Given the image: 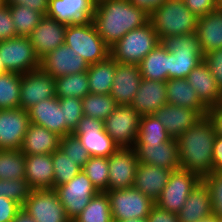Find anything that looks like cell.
<instances>
[{"instance_id":"1","label":"cell","mask_w":222,"mask_h":222,"mask_svg":"<svg viewBox=\"0 0 222 222\" xmlns=\"http://www.w3.org/2000/svg\"><path fill=\"white\" fill-rule=\"evenodd\" d=\"M97 33L111 48L127 32L149 22V15L129 0H99L92 18Z\"/></svg>"},{"instance_id":"40","label":"cell","mask_w":222,"mask_h":222,"mask_svg":"<svg viewBox=\"0 0 222 222\" xmlns=\"http://www.w3.org/2000/svg\"><path fill=\"white\" fill-rule=\"evenodd\" d=\"M18 36H29L34 28L39 24L43 15L27 6H9Z\"/></svg>"},{"instance_id":"57","label":"cell","mask_w":222,"mask_h":222,"mask_svg":"<svg viewBox=\"0 0 222 222\" xmlns=\"http://www.w3.org/2000/svg\"><path fill=\"white\" fill-rule=\"evenodd\" d=\"M197 222H222V220H219L217 217H215L213 214L206 217V218H203L202 220L200 221H197Z\"/></svg>"},{"instance_id":"29","label":"cell","mask_w":222,"mask_h":222,"mask_svg":"<svg viewBox=\"0 0 222 222\" xmlns=\"http://www.w3.org/2000/svg\"><path fill=\"white\" fill-rule=\"evenodd\" d=\"M61 137L43 126L28 125L20 150L25 155L52 154L59 148Z\"/></svg>"},{"instance_id":"25","label":"cell","mask_w":222,"mask_h":222,"mask_svg":"<svg viewBox=\"0 0 222 222\" xmlns=\"http://www.w3.org/2000/svg\"><path fill=\"white\" fill-rule=\"evenodd\" d=\"M171 172L170 169L139 163L133 187L156 202L167 184Z\"/></svg>"},{"instance_id":"50","label":"cell","mask_w":222,"mask_h":222,"mask_svg":"<svg viewBox=\"0 0 222 222\" xmlns=\"http://www.w3.org/2000/svg\"><path fill=\"white\" fill-rule=\"evenodd\" d=\"M21 208L16 201L0 196V222H12Z\"/></svg>"},{"instance_id":"14","label":"cell","mask_w":222,"mask_h":222,"mask_svg":"<svg viewBox=\"0 0 222 222\" xmlns=\"http://www.w3.org/2000/svg\"><path fill=\"white\" fill-rule=\"evenodd\" d=\"M56 97L55 78L40 68L21 74L19 108L28 111L35 104Z\"/></svg>"},{"instance_id":"27","label":"cell","mask_w":222,"mask_h":222,"mask_svg":"<svg viewBox=\"0 0 222 222\" xmlns=\"http://www.w3.org/2000/svg\"><path fill=\"white\" fill-rule=\"evenodd\" d=\"M25 179L32 189H54L52 154L25 155Z\"/></svg>"},{"instance_id":"30","label":"cell","mask_w":222,"mask_h":222,"mask_svg":"<svg viewBox=\"0 0 222 222\" xmlns=\"http://www.w3.org/2000/svg\"><path fill=\"white\" fill-rule=\"evenodd\" d=\"M196 34L203 53L222 48V7L198 17Z\"/></svg>"},{"instance_id":"18","label":"cell","mask_w":222,"mask_h":222,"mask_svg":"<svg viewBox=\"0 0 222 222\" xmlns=\"http://www.w3.org/2000/svg\"><path fill=\"white\" fill-rule=\"evenodd\" d=\"M139 163L154 165L175 171L180 168L177 139L163 143L134 144Z\"/></svg>"},{"instance_id":"34","label":"cell","mask_w":222,"mask_h":222,"mask_svg":"<svg viewBox=\"0 0 222 222\" xmlns=\"http://www.w3.org/2000/svg\"><path fill=\"white\" fill-rule=\"evenodd\" d=\"M89 93L87 71L55 79V94L58 98L77 97L82 99Z\"/></svg>"},{"instance_id":"53","label":"cell","mask_w":222,"mask_h":222,"mask_svg":"<svg viewBox=\"0 0 222 222\" xmlns=\"http://www.w3.org/2000/svg\"><path fill=\"white\" fill-rule=\"evenodd\" d=\"M207 116L214 125L216 135L222 137V102L214 107H210Z\"/></svg>"},{"instance_id":"9","label":"cell","mask_w":222,"mask_h":222,"mask_svg":"<svg viewBox=\"0 0 222 222\" xmlns=\"http://www.w3.org/2000/svg\"><path fill=\"white\" fill-rule=\"evenodd\" d=\"M0 56L8 72L25 74L40 67V58L27 36L0 41Z\"/></svg>"},{"instance_id":"5","label":"cell","mask_w":222,"mask_h":222,"mask_svg":"<svg viewBox=\"0 0 222 222\" xmlns=\"http://www.w3.org/2000/svg\"><path fill=\"white\" fill-rule=\"evenodd\" d=\"M161 41L150 21L127 32L110 48V56L121 64L139 65Z\"/></svg>"},{"instance_id":"16","label":"cell","mask_w":222,"mask_h":222,"mask_svg":"<svg viewBox=\"0 0 222 222\" xmlns=\"http://www.w3.org/2000/svg\"><path fill=\"white\" fill-rule=\"evenodd\" d=\"M109 189L107 191L131 188L134 185L139 161L133 147L119 148L108 157Z\"/></svg>"},{"instance_id":"31","label":"cell","mask_w":222,"mask_h":222,"mask_svg":"<svg viewBox=\"0 0 222 222\" xmlns=\"http://www.w3.org/2000/svg\"><path fill=\"white\" fill-rule=\"evenodd\" d=\"M166 96L170 105L193 109L207 116L208 108L201 102L186 78L168 79L166 81Z\"/></svg>"},{"instance_id":"20","label":"cell","mask_w":222,"mask_h":222,"mask_svg":"<svg viewBox=\"0 0 222 222\" xmlns=\"http://www.w3.org/2000/svg\"><path fill=\"white\" fill-rule=\"evenodd\" d=\"M30 123L43 126L61 138L72 134L67 126L58 97L43 100L28 110Z\"/></svg>"},{"instance_id":"47","label":"cell","mask_w":222,"mask_h":222,"mask_svg":"<svg viewBox=\"0 0 222 222\" xmlns=\"http://www.w3.org/2000/svg\"><path fill=\"white\" fill-rule=\"evenodd\" d=\"M203 61L207 64L217 86L222 91V48L206 52Z\"/></svg>"},{"instance_id":"42","label":"cell","mask_w":222,"mask_h":222,"mask_svg":"<svg viewBox=\"0 0 222 222\" xmlns=\"http://www.w3.org/2000/svg\"><path fill=\"white\" fill-rule=\"evenodd\" d=\"M53 168H54V190L58 186L66 184L73 179L82 168L68 159L67 154L59 148L52 153Z\"/></svg>"},{"instance_id":"37","label":"cell","mask_w":222,"mask_h":222,"mask_svg":"<svg viewBox=\"0 0 222 222\" xmlns=\"http://www.w3.org/2000/svg\"><path fill=\"white\" fill-rule=\"evenodd\" d=\"M83 114L100 120H105L117 107L115 99L110 94H87L82 98Z\"/></svg>"},{"instance_id":"26","label":"cell","mask_w":222,"mask_h":222,"mask_svg":"<svg viewBox=\"0 0 222 222\" xmlns=\"http://www.w3.org/2000/svg\"><path fill=\"white\" fill-rule=\"evenodd\" d=\"M201 102L209 109L222 102V91L217 86L207 64L202 61L186 77Z\"/></svg>"},{"instance_id":"23","label":"cell","mask_w":222,"mask_h":222,"mask_svg":"<svg viewBox=\"0 0 222 222\" xmlns=\"http://www.w3.org/2000/svg\"><path fill=\"white\" fill-rule=\"evenodd\" d=\"M154 115L164 125L168 134L175 139L204 116L199 111L170 104L160 107Z\"/></svg>"},{"instance_id":"19","label":"cell","mask_w":222,"mask_h":222,"mask_svg":"<svg viewBox=\"0 0 222 222\" xmlns=\"http://www.w3.org/2000/svg\"><path fill=\"white\" fill-rule=\"evenodd\" d=\"M67 25L44 15L39 24L28 36L36 55L41 59L44 55L64 44Z\"/></svg>"},{"instance_id":"41","label":"cell","mask_w":222,"mask_h":222,"mask_svg":"<svg viewBox=\"0 0 222 222\" xmlns=\"http://www.w3.org/2000/svg\"><path fill=\"white\" fill-rule=\"evenodd\" d=\"M82 171L99 192L109 189V164L106 157H90Z\"/></svg>"},{"instance_id":"45","label":"cell","mask_w":222,"mask_h":222,"mask_svg":"<svg viewBox=\"0 0 222 222\" xmlns=\"http://www.w3.org/2000/svg\"><path fill=\"white\" fill-rule=\"evenodd\" d=\"M202 180L210 192L213 215L222 220V171H213Z\"/></svg>"},{"instance_id":"48","label":"cell","mask_w":222,"mask_h":222,"mask_svg":"<svg viewBox=\"0 0 222 222\" xmlns=\"http://www.w3.org/2000/svg\"><path fill=\"white\" fill-rule=\"evenodd\" d=\"M18 36L9 6L6 4L0 8V41H5Z\"/></svg>"},{"instance_id":"61","label":"cell","mask_w":222,"mask_h":222,"mask_svg":"<svg viewBox=\"0 0 222 222\" xmlns=\"http://www.w3.org/2000/svg\"><path fill=\"white\" fill-rule=\"evenodd\" d=\"M219 6L222 7V0H218Z\"/></svg>"},{"instance_id":"24","label":"cell","mask_w":222,"mask_h":222,"mask_svg":"<svg viewBox=\"0 0 222 222\" xmlns=\"http://www.w3.org/2000/svg\"><path fill=\"white\" fill-rule=\"evenodd\" d=\"M168 104L166 82L142 78L131 105L141 116L154 115L162 106Z\"/></svg>"},{"instance_id":"44","label":"cell","mask_w":222,"mask_h":222,"mask_svg":"<svg viewBox=\"0 0 222 222\" xmlns=\"http://www.w3.org/2000/svg\"><path fill=\"white\" fill-rule=\"evenodd\" d=\"M59 149L67 154L68 159L73 160L81 168L91 157L80 140L73 134L65 135L60 139Z\"/></svg>"},{"instance_id":"21","label":"cell","mask_w":222,"mask_h":222,"mask_svg":"<svg viewBox=\"0 0 222 222\" xmlns=\"http://www.w3.org/2000/svg\"><path fill=\"white\" fill-rule=\"evenodd\" d=\"M94 0H49L47 16L66 25L90 21L95 10Z\"/></svg>"},{"instance_id":"35","label":"cell","mask_w":222,"mask_h":222,"mask_svg":"<svg viewBox=\"0 0 222 222\" xmlns=\"http://www.w3.org/2000/svg\"><path fill=\"white\" fill-rule=\"evenodd\" d=\"M72 222H114L107 192H98Z\"/></svg>"},{"instance_id":"13","label":"cell","mask_w":222,"mask_h":222,"mask_svg":"<svg viewBox=\"0 0 222 222\" xmlns=\"http://www.w3.org/2000/svg\"><path fill=\"white\" fill-rule=\"evenodd\" d=\"M55 191L71 221L82 212L95 194L99 192L83 171L66 184L58 186Z\"/></svg>"},{"instance_id":"33","label":"cell","mask_w":222,"mask_h":222,"mask_svg":"<svg viewBox=\"0 0 222 222\" xmlns=\"http://www.w3.org/2000/svg\"><path fill=\"white\" fill-rule=\"evenodd\" d=\"M115 70L116 61L111 56H108L103 61L89 65L87 76L90 93L110 94Z\"/></svg>"},{"instance_id":"49","label":"cell","mask_w":222,"mask_h":222,"mask_svg":"<svg viewBox=\"0 0 222 222\" xmlns=\"http://www.w3.org/2000/svg\"><path fill=\"white\" fill-rule=\"evenodd\" d=\"M186 7L197 17L204 16L219 7L218 0H183Z\"/></svg>"},{"instance_id":"58","label":"cell","mask_w":222,"mask_h":222,"mask_svg":"<svg viewBox=\"0 0 222 222\" xmlns=\"http://www.w3.org/2000/svg\"><path fill=\"white\" fill-rule=\"evenodd\" d=\"M121 222H148V221L147 218H134V219L124 220Z\"/></svg>"},{"instance_id":"28","label":"cell","mask_w":222,"mask_h":222,"mask_svg":"<svg viewBox=\"0 0 222 222\" xmlns=\"http://www.w3.org/2000/svg\"><path fill=\"white\" fill-rule=\"evenodd\" d=\"M213 214L210 192L201 179L177 213L179 222H197Z\"/></svg>"},{"instance_id":"4","label":"cell","mask_w":222,"mask_h":222,"mask_svg":"<svg viewBox=\"0 0 222 222\" xmlns=\"http://www.w3.org/2000/svg\"><path fill=\"white\" fill-rule=\"evenodd\" d=\"M161 43L169 51V79L186 78L204 59L196 33L169 36Z\"/></svg>"},{"instance_id":"32","label":"cell","mask_w":222,"mask_h":222,"mask_svg":"<svg viewBox=\"0 0 222 222\" xmlns=\"http://www.w3.org/2000/svg\"><path fill=\"white\" fill-rule=\"evenodd\" d=\"M138 66L142 78L166 82L169 79V51L160 42Z\"/></svg>"},{"instance_id":"46","label":"cell","mask_w":222,"mask_h":222,"mask_svg":"<svg viewBox=\"0 0 222 222\" xmlns=\"http://www.w3.org/2000/svg\"><path fill=\"white\" fill-rule=\"evenodd\" d=\"M60 108L63 110L67 126L74 131L83 117L82 99L77 97L58 98Z\"/></svg>"},{"instance_id":"3","label":"cell","mask_w":222,"mask_h":222,"mask_svg":"<svg viewBox=\"0 0 222 222\" xmlns=\"http://www.w3.org/2000/svg\"><path fill=\"white\" fill-rule=\"evenodd\" d=\"M149 21L159 40L169 36L196 33L198 17L182 0H167L150 16Z\"/></svg>"},{"instance_id":"54","label":"cell","mask_w":222,"mask_h":222,"mask_svg":"<svg viewBox=\"0 0 222 222\" xmlns=\"http://www.w3.org/2000/svg\"><path fill=\"white\" fill-rule=\"evenodd\" d=\"M135 7L142 9L149 16L167 0H129Z\"/></svg>"},{"instance_id":"2","label":"cell","mask_w":222,"mask_h":222,"mask_svg":"<svg viewBox=\"0 0 222 222\" xmlns=\"http://www.w3.org/2000/svg\"><path fill=\"white\" fill-rule=\"evenodd\" d=\"M216 132L208 116L177 138L180 169L197 174L201 179L213 172V146Z\"/></svg>"},{"instance_id":"55","label":"cell","mask_w":222,"mask_h":222,"mask_svg":"<svg viewBox=\"0 0 222 222\" xmlns=\"http://www.w3.org/2000/svg\"><path fill=\"white\" fill-rule=\"evenodd\" d=\"M213 171H222V137L218 135L213 146Z\"/></svg>"},{"instance_id":"7","label":"cell","mask_w":222,"mask_h":222,"mask_svg":"<svg viewBox=\"0 0 222 222\" xmlns=\"http://www.w3.org/2000/svg\"><path fill=\"white\" fill-rule=\"evenodd\" d=\"M106 192L114 222L147 218L155 205V202L134 187Z\"/></svg>"},{"instance_id":"60","label":"cell","mask_w":222,"mask_h":222,"mask_svg":"<svg viewBox=\"0 0 222 222\" xmlns=\"http://www.w3.org/2000/svg\"><path fill=\"white\" fill-rule=\"evenodd\" d=\"M3 5H5L4 0H0V8H1Z\"/></svg>"},{"instance_id":"11","label":"cell","mask_w":222,"mask_h":222,"mask_svg":"<svg viewBox=\"0 0 222 222\" xmlns=\"http://www.w3.org/2000/svg\"><path fill=\"white\" fill-rule=\"evenodd\" d=\"M141 115L132 106H117L104 120V129L120 147H134Z\"/></svg>"},{"instance_id":"22","label":"cell","mask_w":222,"mask_h":222,"mask_svg":"<svg viewBox=\"0 0 222 222\" xmlns=\"http://www.w3.org/2000/svg\"><path fill=\"white\" fill-rule=\"evenodd\" d=\"M142 76L138 65L121 64L116 61V70L110 95L117 106H130L139 88Z\"/></svg>"},{"instance_id":"12","label":"cell","mask_w":222,"mask_h":222,"mask_svg":"<svg viewBox=\"0 0 222 222\" xmlns=\"http://www.w3.org/2000/svg\"><path fill=\"white\" fill-rule=\"evenodd\" d=\"M22 208L35 222H72L54 189H33Z\"/></svg>"},{"instance_id":"38","label":"cell","mask_w":222,"mask_h":222,"mask_svg":"<svg viewBox=\"0 0 222 222\" xmlns=\"http://www.w3.org/2000/svg\"><path fill=\"white\" fill-rule=\"evenodd\" d=\"M164 125L155 115L141 116L139 132L135 144L163 143L171 140Z\"/></svg>"},{"instance_id":"59","label":"cell","mask_w":222,"mask_h":222,"mask_svg":"<svg viewBox=\"0 0 222 222\" xmlns=\"http://www.w3.org/2000/svg\"><path fill=\"white\" fill-rule=\"evenodd\" d=\"M5 72H8V71L5 69L3 62L1 61V56H0V74L5 73Z\"/></svg>"},{"instance_id":"6","label":"cell","mask_w":222,"mask_h":222,"mask_svg":"<svg viewBox=\"0 0 222 222\" xmlns=\"http://www.w3.org/2000/svg\"><path fill=\"white\" fill-rule=\"evenodd\" d=\"M64 44L73 48L89 65L110 56V48L97 33L92 20L67 25Z\"/></svg>"},{"instance_id":"15","label":"cell","mask_w":222,"mask_h":222,"mask_svg":"<svg viewBox=\"0 0 222 222\" xmlns=\"http://www.w3.org/2000/svg\"><path fill=\"white\" fill-rule=\"evenodd\" d=\"M89 64L84 58L66 44L50 51L40 59V69L53 78L88 70Z\"/></svg>"},{"instance_id":"36","label":"cell","mask_w":222,"mask_h":222,"mask_svg":"<svg viewBox=\"0 0 222 222\" xmlns=\"http://www.w3.org/2000/svg\"><path fill=\"white\" fill-rule=\"evenodd\" d=\"M21 74L5 72L0 74V110L19 108Z\"/></svg>"},{"instance_id":"39","label":"cell","mask_w":222,"mask_h":222,"mask_svg":"<svg viewBox=\"0 0 222 222\" xmlns=\"http://www.w3.org/2000/svg\"><path fill=\"white\" fill-rule=\"evenodd\" d=\"M25 154L21 150H0V179H25Z\"/></svg>"},{"instance_id":"10","label":"cell","mask_w":222,"mask_h":222,"mask_svg":"<svg viewBox=\"0 0 222 222\" xmlns=\"http://www.w3.org/2000/svg\"><path fill=\"white\" fill-rule=\"evenodd\" d=\"M201 178L190 171L177 169L172 171L155 205L160 209L177 214L185 205L191 190Z\"/></svg>"},{"instance_id":"17","label":"cell","mask_w":222,"mask_h":222,"mask_svg":"<svg viewBox=\"0 0 222 222\" xmlns=\"http://www.w3.org/2000/svg\"><path fill=\"white\" fill-rule=\"evenodd\" d=\"M30 124L23 108L0 110V150H20Z\"/></svg>"},{"instance_id":"52","label":"cell","mask_w":222,"mask_h":222,"mask_svg":"<svg viewBox=\"0 0 222 222\" xmlns=\"http://www.w3.org/2000/svg\"><path fill=\"white\" fill-rule=\"evenodd\" d=\"M148 222H179L177 214L160 209L154 205L147 217Z\"/></svg>"},{"instance_id":"8","label":"cell","mask_w":222,"mask_h":222,"mask_svg":"<svg viewBox=\"0 0 222 222\" xmlns=\"http://www.w3.org/2000/svg\"><path fill=\"white\" fill-rule=\"evenodd\" d=\"M86 148L91 157H106L115 153L120 147L104 129V121L83 115L72 132Z\"/></svg>"},{"instance_id":"56","label":"cell","mask_w":222,"mask_h":222,"mask_svg":"<svg viewBox=\"0 0 222 222\" xmlns=\"http://www.w3.org/2000/svg\"><path fill=\"white\" fill-rule=\"evenodd\" d=\"M12 222H35L33 218L21 208L17 213Z\"/></svg>"},{"instance_id":"51","label":"cell","mask_w":222,"mask_h":222,"mask_svg":"<svg viewBox=\"0 0 222 222\" xmlns=\"http://www.w3.org/2000/svg\"><path fill=\"white\" fill-rule=\"evenodd\" d=\"M7 6H27L33 10L40 12L43 16L47 15L49 0H4Z\"/></svg>"},{"instance_id":"43","label":"cell","mask_w":222,"mask_h":222,"mask_svg":"<svg viewBox=\"0 0 222 222\" xmlns=\"http://www.w3.org/2000/svg\"><path fill=\"white\" fill-rule=\"evenodd\" d=\"M32 190L26 179H0V196L14 200L21 206L29 198Z\"/></svg>"}]
</instances>
